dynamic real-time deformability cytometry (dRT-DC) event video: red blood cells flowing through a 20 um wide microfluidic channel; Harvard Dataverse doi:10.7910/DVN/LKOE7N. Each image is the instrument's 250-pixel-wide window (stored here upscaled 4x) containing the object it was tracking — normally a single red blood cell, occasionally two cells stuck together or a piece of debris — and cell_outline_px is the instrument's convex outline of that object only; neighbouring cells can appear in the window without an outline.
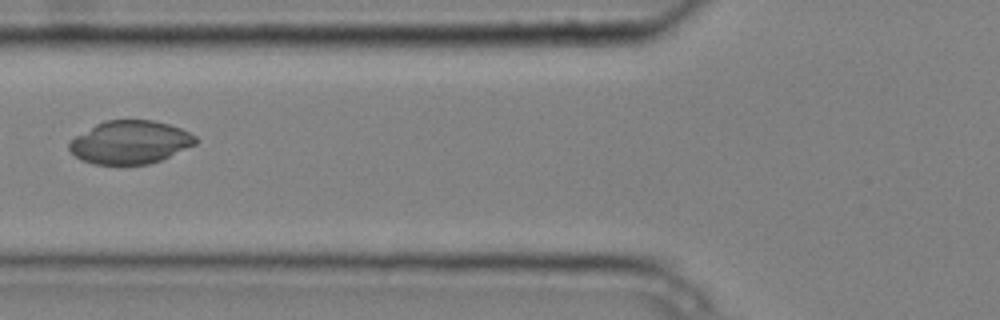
{"species": "common noctule bat (a hibernating species)", "species_latin": "Nyctalus noctula", "temperature_condition": "cold", "stored_images_in_passage": 7, "camera_frame_rate_fps": 3000, "um_per_image_px": 0.085, "animal": {"sex": "male", "body_mass_g": 20.4}, "frame": {"image": 1, "passage_image": 6, "time_ms": 1.667, "image_size_px": [1000, 320], "cell_outline_px": [[200, 140], [196, 144], [160, 160], [148, 164], [92, 164], [80, 160], [68, 148], [68, 144], [76, 136], [96, 124], [104, 120], [152, 120], [168, 124], [180, 128], [196, 136]], "centroid_in_image_um": [11.06, 12.09], "position_along_channel_um": 114.7, "area_um2": 31.62}}
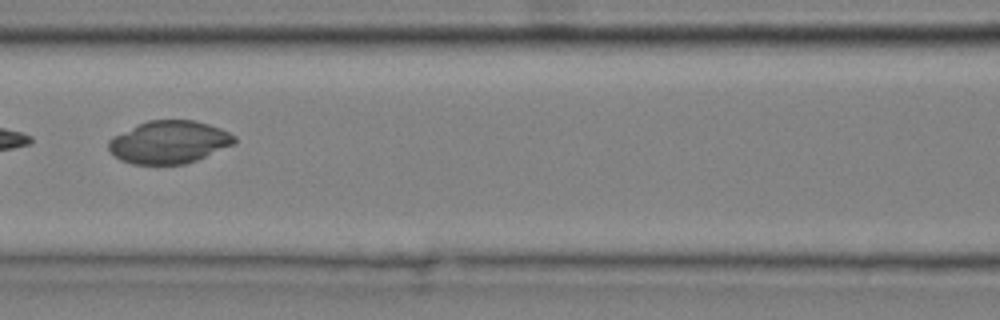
{"frame": {"image": 2, "passage_image": 7, "time_ms": 2.0, "image_size_px": [1000, 320], "cell_outline_px": [[236, 144], [196, 160], [184, 164], [132, 164], [120, 160], [108, 148], [108, 140], [112, 136], [148, 120], [196, 120], [220, 128], [236, 136]], "centroid_in_image_um": [14.39, 12.08], "position_along_channel_um": 152.2, "area_um2": 31.33}}